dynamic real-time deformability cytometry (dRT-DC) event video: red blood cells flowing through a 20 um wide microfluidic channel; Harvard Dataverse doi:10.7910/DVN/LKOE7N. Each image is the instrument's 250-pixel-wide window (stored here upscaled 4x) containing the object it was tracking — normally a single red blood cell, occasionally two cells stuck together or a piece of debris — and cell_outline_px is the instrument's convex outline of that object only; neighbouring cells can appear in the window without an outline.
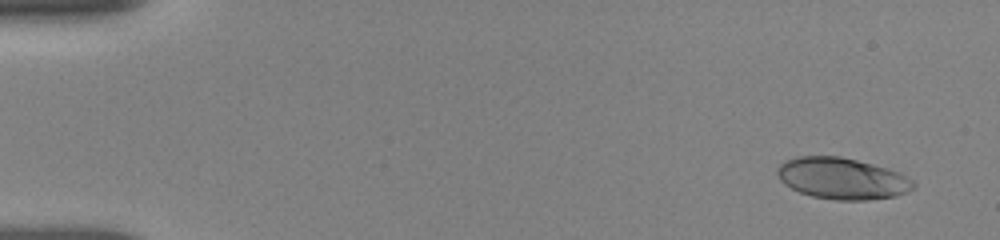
{"species": "human", "species_latin": "Homo sapiens", "temperature_condition": "room temperature", "stored_images_in_passage": 25, "camera_frame_rate_fps": 3000, "um_per_image_px": 0.085, "donor": {"sex": "female"}, "frame": {"image": 1, "passage_image": 5, "time_ms": 0.667, "image_size_px": [1000, 240], "cell_outline_px": [[916, 184], [908, 192], [896, 196], [868, 200], [836, 200], [812, 196], [800, 192], [784, 184], [780, 180], [776, 172], [776, 168], [784, 160], [796, 156], [840, 156], [888, 168], [900, 172], [912, 180]], "centroid_in_image_um": [71.57, 15.16], "position_along_channel_um": 13.4, "area_um2": 33.0}}
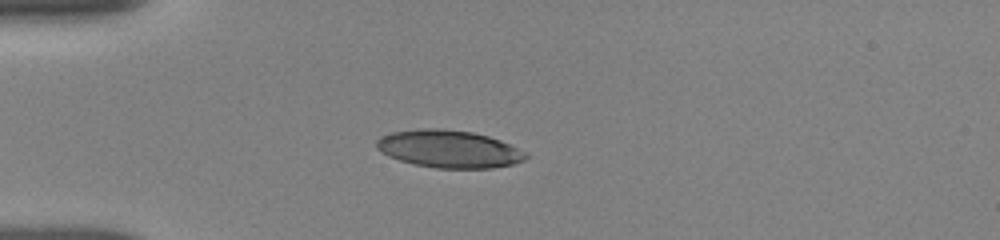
{"frame": {"image": 2, "passage_image": 21, "time_ms": 4.333, "image_size_px": [1000, 240], "cell_outline_px": [[528, 156], [524, 160], [512, 164], [492, 168], [436, 168], [416, 164], [400, 160], [376, 148], [376, 140], [392, 132], [424, 128], [432, 128], [472, 132], [488, 136], [528, 152]], "centroid_in_image_um": [38.2, 12.66], "position_along_channel_um": 46.8, "area_um2": 32.14}}